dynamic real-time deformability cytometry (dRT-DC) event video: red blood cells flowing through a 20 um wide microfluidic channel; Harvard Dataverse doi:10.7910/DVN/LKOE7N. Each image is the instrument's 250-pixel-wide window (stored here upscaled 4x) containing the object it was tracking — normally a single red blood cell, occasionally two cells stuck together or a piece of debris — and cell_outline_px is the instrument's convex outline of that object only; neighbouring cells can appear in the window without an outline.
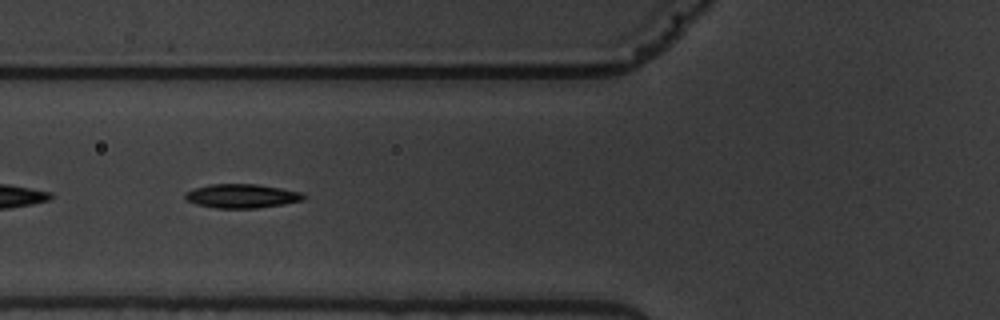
{"species": "common noctule bat (a hibernating species)", "species_latin": "Nyctalus noctula", "temperature_condition": "warm", "stored_images_in_passage": 7, "camera_frame_rate_fps": 3000, "um_per_image_px": 0.085, "animal": {"sex": "male", "body_mass_g": 19.5, "forearm_length_mm": 54.6}, "frame": {"image": 1, "passage_image": 6, "time_ms": 7.0, "image_size_px": [1000, 320], "cell_outline_px": [[308, 196], [304, 200], [284, 204], [256, 208], [216, 208], [196, 204], [188, 200], [184, 196], [184, 192], [208, 184], [256, 184], [304, 192]], "centroid_in_image_um": [20.6, 16.66], "position_along_channel_um": 105.2, "area_um2": 16.65}}